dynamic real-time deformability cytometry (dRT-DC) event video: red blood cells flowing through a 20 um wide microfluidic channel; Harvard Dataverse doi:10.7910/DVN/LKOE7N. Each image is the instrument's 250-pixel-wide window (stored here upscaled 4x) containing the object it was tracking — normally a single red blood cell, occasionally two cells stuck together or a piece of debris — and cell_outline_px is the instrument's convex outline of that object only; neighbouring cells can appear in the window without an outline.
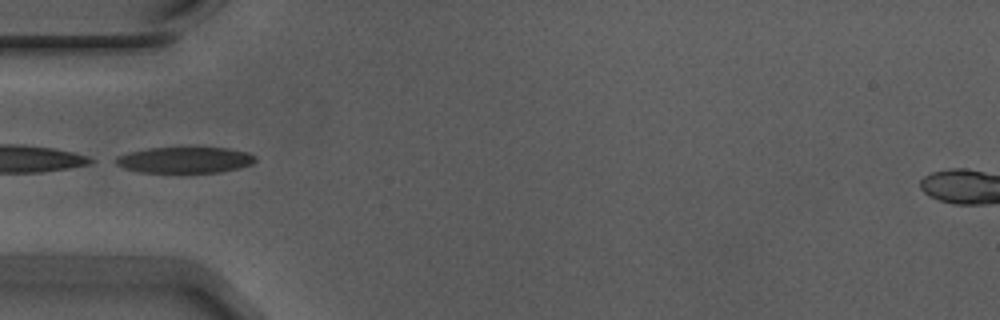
{"species": "Egyptian fruit bat (a non-hibernating species)", "species_latin": "Rousettus aegyptiacus", "temperature_condition": "warm", "stored_images_in_passage": 37, "camera_frame_rate_fps": 3000, "um_per_image_px": 0.085, "animal": {"sex": "male"}, "frame": {"image": 1, "passage_image": 1, "time_ms": 0.0, "image_size_px": [1000, 320], "cell_outline_px": [[256, 160], [252, 164], [240, 168], [220, 172], [140, 172], [124, 168], [108, 160], [116, 156], [128, 152], [148, 148], [228, 148], [248, 152], [256, 156]], "centroid_in_image_um": [15.67, 13.59], "position_along_channel_um": 69.3, "area_um2": 21.39}}
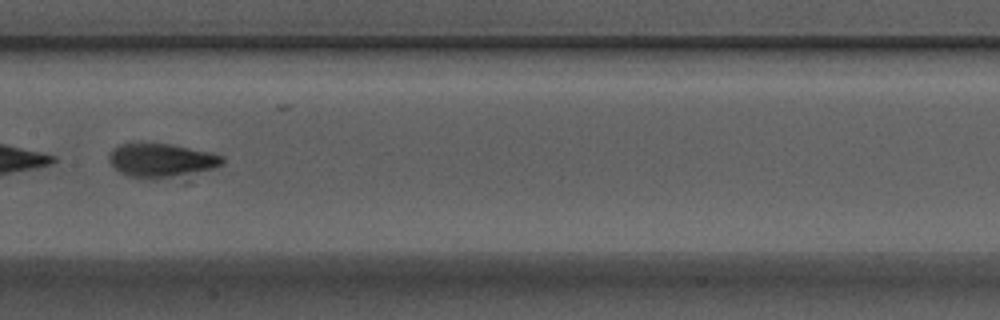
{"frame": {"image": 2, "passage_image": 11, "time_ms": 3.333, "image_size_px": [1000, 320], "cell_outline_px": [[224, 164], [212, 168], [172, 176], [144, 180], [128, 176], [120, 172], [108, 160], [108, 156], [112, 148], [120, 144], [168, 144], [208, 152], [224, 156]], "centroid_in_image_um": [13.66, 13.63], "position_along_channel_um": 193.7, "area_um2": 21.79}, "authors_computed_cell_mechanics": {"area_um2": 21.7906, "velocity_mm_per_s": 3.724, "shape_relaxation_time_tau1_ms": 4.1703, "shape_relaxation_time_tau2_ms": 1.5348, "deformation_change_tau1": 0.1702, "deformation_change_tau2": 0.0742}}